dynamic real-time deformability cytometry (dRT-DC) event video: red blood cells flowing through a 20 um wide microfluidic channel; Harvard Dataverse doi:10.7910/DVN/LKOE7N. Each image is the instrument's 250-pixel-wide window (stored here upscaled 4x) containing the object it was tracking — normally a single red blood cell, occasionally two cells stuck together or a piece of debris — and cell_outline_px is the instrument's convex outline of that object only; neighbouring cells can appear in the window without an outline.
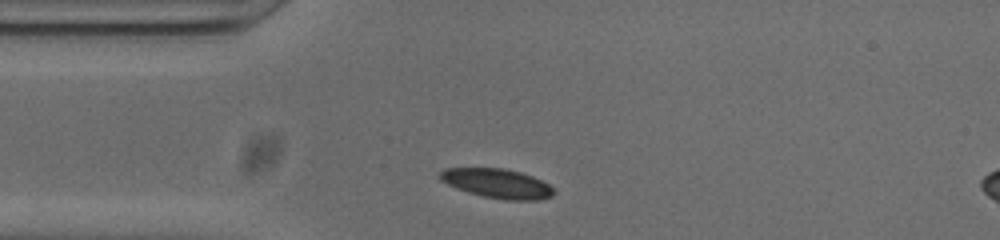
{"species": "common noctule bat (a hibernating species)", "species_latin": "Nyctalus noctula", "temperature_condition": "cold", "stored_images_in_passage": 33, "camera_frame_rate_fps": 3000, "um_per_image_px": 0.085, "animal": {"sex": "male", "body_mass_g": 20.0, "forearm_length_mm": 53.3}, "frame": {"image": 1, "passage_image": 3, "time_ms": 0.667, "image_size_px": [1000, 240], "cell_outline_px": [[556, 192], [552, 196], [540, 200], [504, 200], [484, 196], [468, 192], [456, 188], [440, 180], [440, 172], [444, 168], [504, 168], [520, 172], [532, 176], [548, 184]], "centroid_in_image_um": [42.27, 15.59], "position_along_channel_um": 42.7, "area_um2": 19.42}}
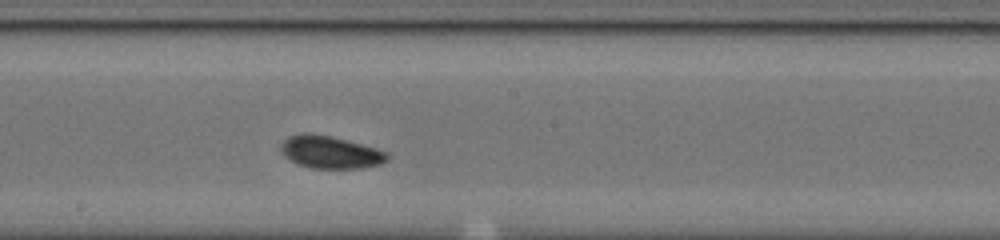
{"frame": {"image": 2, "passage_image": 18, "time_ms": 5.667, "image_size_px": [1000, 240], "cell_outline_px": [[388, 160], [380, 164], [360, 168], [312, 168], [296, 164], [284, 156], [280, 148], [280, 144], [288, 136], [304, 132], [308, 132], [332, 136], [348, 140], [376, 148], [388, 152]], "centroid_in_image_um": [28.05, 12.92], "position_along_channel_um": 220.2, "area_um2": 20.35}}
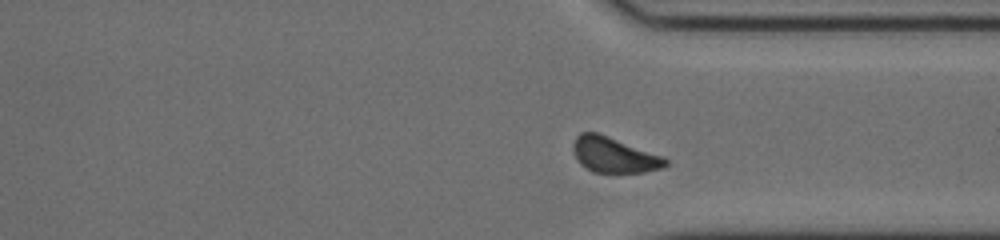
{"frame": {"image": 3, "passage_image": 29, "time_ms": 9.333, "image_size_px": [1000, 240], "cell_outline_px": [[668, 164], [660, 168], [644, 172], [592, 172], [580, 164], [576, 160], [572, 148], [572, 144], [576, 136], [580, 132], [596, 132], [608, 136], [664, 156], [668, 160]], "centroid_in_image_um": [52.16, 13.16], "position_along_channel_um": 359.2, "area_um2": 19.13}, "authors_computed_cell_mechanics": {"area_um2": 19.5942, "velocity_mm_per_s": 3.7961, "shape_relaxation_time_tau1_ms": 3.3493, "shape_relaxation_time_tau2_ms": 2.7761, "deformation_change_tau1": 0.0858, "deformation_change_tau2": 0.0683}}